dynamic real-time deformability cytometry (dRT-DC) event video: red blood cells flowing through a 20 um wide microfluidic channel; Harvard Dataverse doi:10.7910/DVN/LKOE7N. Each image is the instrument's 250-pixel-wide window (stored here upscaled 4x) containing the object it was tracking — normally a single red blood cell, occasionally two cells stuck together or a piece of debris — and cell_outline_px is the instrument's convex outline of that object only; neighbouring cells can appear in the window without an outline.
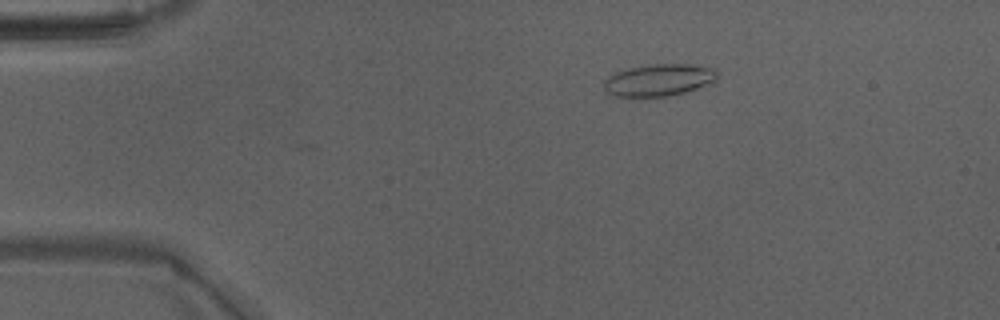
{"species": "Egyptian fruit bat (a non-hibernating species)", "species_latin": "Rousettus aegyptiacus", "temperature_condition": "warm", "stored_images_in_passage": 6, "camera_frame_rate_fps": 3000, "um_per_image_px": 0.085, "animal": {"sex": "male"}, "frame": {"image": 1, "passage_image": 1, "time_ms": 0.0, "image_size_px": [1000, 320], "cell_outline_px": [[716, 84], [668, 96], [616, 96], [604, 92], [604, 80], [608, 76], [616, 72], [628, 68], [652, 64], [688, 64], [716, 68]], "centroid_in_image_um": [56.04, 6.8], "position_along_channel_um": 29.0, "area_um2": 21.39}}